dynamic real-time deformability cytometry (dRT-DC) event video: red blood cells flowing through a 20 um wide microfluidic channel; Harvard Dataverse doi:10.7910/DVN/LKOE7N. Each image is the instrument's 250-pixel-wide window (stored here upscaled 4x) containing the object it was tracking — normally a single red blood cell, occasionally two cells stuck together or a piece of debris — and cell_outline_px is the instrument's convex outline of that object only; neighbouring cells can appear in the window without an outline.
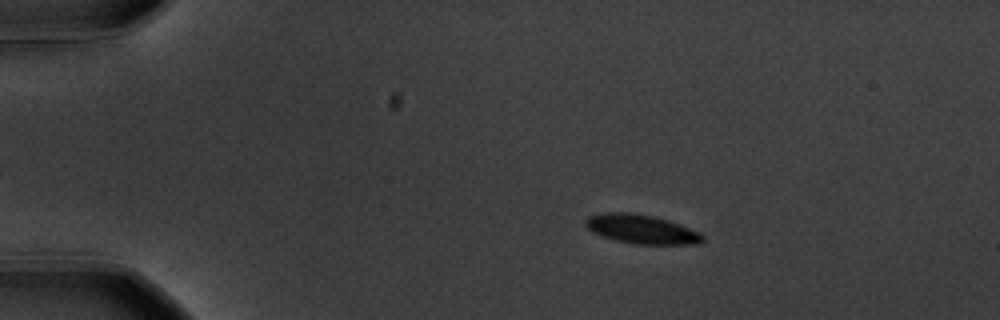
{"species": "common noctule bat (a hibernating species)", "species_latin": "Nyctalus noctula", "temperature_condition": "warm", "stored_images_in_passage": 48, "camera_frame_rate_fps": 3000, "um_per_image_px": 0.085, "animal": {"sex": "male", "body_mass_g": 20.1, "forearm_length_mm": 53.5}, "frame": {"image": 1, "passage_image": 1, "time_ms": 0.0, "image_size_px": [1000, 320], "cell_outline_px": [[704, 240], [700, 244], [636, 244], [616, 240], [592, 232], [584, 224], [584, 220], [588, 216], [600, 212], [632, 212], [652, 216], [668, 220], [680, 224], [700, 232], [704, 236]], "centroid_in_image_um": [54.52, 19.47], "position_along_channel_um": 30.5, "area_um2": 19.94}}
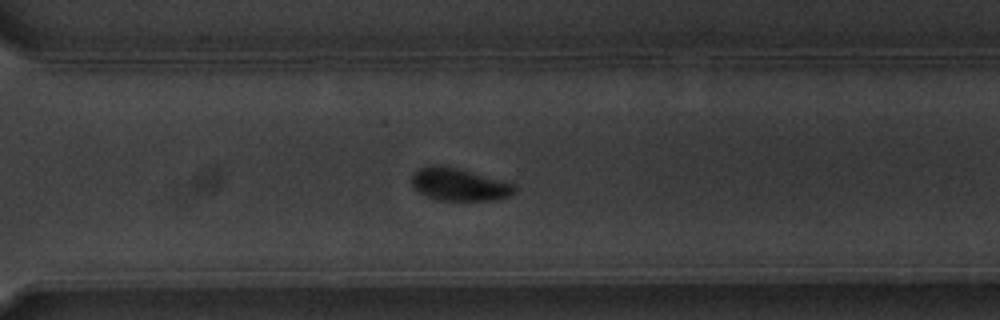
{"frame": {"image": 2, "passage_image": 32, "time_ms": 10.333, "image_size_px": [1000, 320], "cell_outline_px": [[516, 192], [508, 196], [496, 200], [440, 200], [428, 196], [420, 192], [412, 184], [412, 172], [428, 164], [440, 164], [456, 168], [516, 184]], "centroid_in_image_um": [39.02, 15.66], "position_along_channel_um": 331.6, "area_um2": 19.42}}
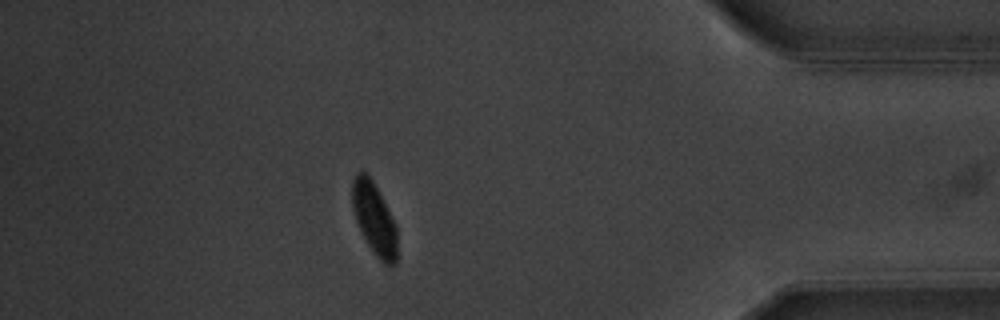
{"frame": {"image": 3, "passage_image": 41, "time_ms": 13.333, "image_size_px": [1000, 320], "cell_outline_px": [[396, 264], [384, 264], [376, 256], [360, 232], [352, 208], [352, 180], [356, 172], [364, 172], [372, 180], [396, 224]], "centroid_in_image_um": [31.79, 18.59], "position_along_channel_um": 403.4, "area_um2": 18.61}, "authors_computed_cell_mechanics": {"area_um2": 20.0855, "velocity_mm_per_s": 3.5577, "shape_relaxation_time_tau1_ms": 1.7878, "shape_relaxation_time_tau2_ms": null, "deformation_change_tau1": 0.1221, "deformation_change_tau2": null}}